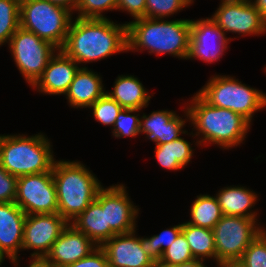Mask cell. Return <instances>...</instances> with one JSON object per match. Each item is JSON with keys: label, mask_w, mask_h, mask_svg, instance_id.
<instances>
[{"label": "cell", "mask_w": 266, "mask_h": 267, "mask_svg": "<svg viewBox=\"0 0 266 267\" xmlns=\"http://www.w3.org/2000/svg\"><path fill=\"white\" fill-rule=\"evenodd\" d=\"M88 109L96 122L109 126L111 129L122 107L107 93L97 99Z\"/></svg>", "instance_id": "obj_31"}, {"label": "cell", "mask_w": 266, "mask_h": 267, "mask_svg": "<svg viewBox=\"0 0 266 267\" xmlns=\"http://www.w3.org/2000/svg\"><path fill=\"white\" fill-rule=\"evenodd\" d=\"M189 99L183 104L200 148L214 145L229 150L245 143L252 126L245 118L229 109L211 106L197 92Z\"/></svg>", "instance_id": "obj_2"}, {"label": "cell", "mask_w": 266, "mask_h": 267, "mask_svg": "<svg viewBox=\"0 0 266 267\" xmlns=\"http://www.w3.org/2000/svg\"><path fill=\"white\" fill-rule=\"evenodd\" d=\"M251 2L266 20V0H251Z\"/></svg>", "instance_id": "obj_41"}, {"label": "cell", "mask_w": 266, "mask_h": 267, "mask_svg": "<svg viewBox=\"0 0 266 267\" xmlns=\"http://www.w3.org/2000/svg\"><path fill=\"white\" fill-rule=\"evenodd\" d=\"M233 38L226 36L211 17L191 19V33L187 60H201L213 64L220 61Z\"/></svg>", "instance_id": "obj_13"}, {"label": "cell", "mask_w": 266, "mask_h": 267, "mask_svg": "<svg viewBox=\"0 0 266 267\" xmlns=\"http://www.w3.org/2000/svg\"><path fill=\"white\" fill-rule=\"evenodd\" d=\"M236 263L241 267H266V228L252 241Z\"/></svg>", "instance_id": "obj_33"}, {"label": "cell", "mask_w": 266, "mask_h": 267, "mask_svg": "<svg viewBox=\"0 0 266 267\" xmlns=\"http://www.w3.org/2000/svg\"><path fill=\"white\" fill-rule=\"evenodd\" d=\"M210 17L226 36L229 33L240 37L266 34V20L251 0H220Z\"/></svg>", "instance_id": "obj_11"}, {"label": "cell", "mask_w": 266, "mask_h": 267, "mask_svg": "<svg viewBox=\"0 0 266 267\" xmlns=\"http://www.w3.org/2000/svg\"><path fill=\"white\" fill-rule=\"evenodd\" d=\"M70 224L97 246L106 241V209L96 199Z\"/></svg>", "instance_id": "obj_24"}, {"label": "cell", "mask_w": 266, "mask_h": 267, "mask_svg": "<svg viewBox=\"0 0 266 267\" xmlns=\"http://www.w3.org/2000/svg\"><path fill=\"white\" fill-rule=\"evenodd\" d=\"M214 195L218 199L223 215L260 219L258 208L256 210L254 208L260 198L254 190L241 185H227Z\"/></svg>", "instance_id": "obj_21"}, {"label": "cell", "mask_w": 266, "mask_h": 267, "mask_svg": "<svg viewBox=\"0 0 266 267\" xmlns=\"http://www.w3.org/2000/svg\"><path fill=\"white\" fill-rule=\"evenodd\" d=\"M197 93L211 106L234 111L253 125V117L266 109V93L235 76L214 74Z\"/></svg>", "instance_id": "obj_6"}, {"label": "cell", "mask_w": 266, "mask_h": 267, "mask_svg": "<svg viewBox=\"0 0 266 267\" xmlns=\"http://www.w3.org/2000/svg\"><path fill=\"white\" fill-rule=\"evenodd\" d=\"M67 267H111L104 250L98 246L88 256L74 262Z\"/></svg>", "instance_id": "obj_36"}, {"label": "cell", "mask_w": 266, "mask_h": 267, "mask_svg": "<svg viewBox=\"0 0 266 267\" xmlns=\"http://www.w3.org/2000/svg\"><path fill=\"white\" fill-rule=\"evenodd\" d=\"M190 205V219L186 222L212 230L223 217L217 197L210 194H199Z\"/></svg>", "instance_id": "obj_25"}, {"label": "cell", "mask_w": 266, "mask_h": 267, "mask_svg": "<svg viewBox=\"0 0 266 267\" xmlns=\"http://www.w3.org/2000/svg\"><path fill=\"white\" fill-rule=\"evenodd\" d=\"M5 258L10 261V259L2 251H0V267H2V264L5 262Z\"/></svg>", "instance_id": "obj_43"}, {"label": "cell", "mask_w": 266, "mask_h": 267, "mask_svg": "<svg viewBox=\"0 0 266 267\" xmlns=\"http://www.w3.org/2000/svg\"><path fill=\"white\" fill-rule=\"evenodd\" d=\"M74 15L47 0H20V27L61 49Z\"/></svg>", "instance_id": "obj_7"}, {"label": "cell", "mask_w": 266, "mask_h": 267, "mask_svg": "<svg viewBox=\"0 0 266 267\" xmlns=\"http://www.w3.org/2000/svg\"><path fill=\"white\" fill-rule=\"evenodd\" d=\"M117 11V0H79L75 9L76 17L105 19L107 11Z\"/></svg>", "instance_id": "obj_34"}, {"label": "cell", "mask_w": 266, "mask_h": 267, "mask_svg": "<svg viewBox=\"0 0 266 267\" xmlns=\"http://www.w3.org/2000/svg\"><path fill=\"white\" fill-rule=\"evenodd\" d=\"M198 259H194L190 262L177 264V265H171V266H161V267H208L206 266V262Z\"/></svg>", "instance_id": "obj_40"}, {"label": "cell", "mask_w": 266, "mask_h": 267, "mask_svg": "<svg viewBox=\"0 0 266 267\" xmlns=\"http://www.w3.org/2000/svg\"><path fill=\"white\" fill-rule=\"evenodd\" d=\"M17 179L0 165V203L15 202Z\"/></svg>", "instance_id": "obj_35"}, {"label": "cell", "mask_w": 266, "mask_h": 267, "mask_svg": "<svg viewBox=\"0 0 266 267\" xmlns=\"http://www.w3.org/2000/svg\"><path fill=\"white\" fill-rule=\"evenodd\" d=\"M260 219L223 215L214 226L216 266L236 263L252 241L265 229Z\"/></svg>", "instance_id": "obj_8"}, {"label": "cell", "mask_w": 266, "mask_h": 267, "mask_svg": "<svg viewBox=\"0 0 266 267\" xmlns=\"http://www.w3.org/2000/svg\"><path fill=\"white\" fill-rule=\"evenodd\" d=\"M137 230L116 234L100 246L111 267H154L156 265L143 251Z\"/></svg>", "instance_id": "obj_16"}, {"label": "cell", "mask_w": 266, "mask_h": 267, "mask_svg": "<svg viewBox=\"0 0 266 267\" xmlns=\"http://www.w3.org/2000/svg\"><path fill=\"white\" fill-rule=\"evenodd\" d=\"M217 267H241V266L237 263H221Z\"/></svg>", "instance_id": "obj_42"}, {"label": "cell", "mask_w": 266, "mask_h": 267, "mask_svg": "<svg viewBox=\"0 0 266 267\" xmlns=\"http://www.w3.org/2000/svg\"><path fill=\"white\" fill-rule=\"evenodd\" d=\"M68 224L59 213L27 215L23 228L22 251L33 250L30 256H46Z\"/></svg>", "instance_id": "obj_14"}, {"label": "cell", "mask_w": 266, "mask_h": 267, "mask_svg": "<svg viewBox=\"0 0 266 267\" xmlns=\"http://www.w3.org/2000/svg\"><path fill=\"white\" fill-rule=\"evenodd\" d=\"M57 6L69 10L75 16V9L79 0H47Z\"/></svg>", "instance_id": "obj_39"}, {"label": "cell", "mask_w": 266, "mask_h": 267, "mask_svg": "<svg viewBox=\"0 0 266 267\" xmlns=\"http://www.w3.org/2000/svg\"><path fill=\"white\" fill-rule=\"evenodd\" d=\"M55 153L48 136L37 134H0V165L16 177L48 172Z\"/></svg>", "instance_id": "obj_5"}, {"label": "cell", "mask_w": 266, "mask_h": 267, "mask_svg": "<svg viewBox=\"0 0 266 267\" xmlns=\"http://www.w3.org/2000/svg\"><path fill=\"white\" fill-rule=\"evenodd\" d=\"M97 247L83 232L69 223L46 257L55 267H67L88 256Z\"/></svg>", "instance_id": "obj_18"}, {"label": "cell", "mask_w": 266, "mask_h": 267, "mask_svg": "<svg viewBox=\"0 0 266 267\" xmlns=\"http://www.w3.org/2000/svg\"><path fill=\"white\" fill-rule=\"evenodd\" d=\"M194 260L189 244L181 232L173 244L167 248L158 262L159 266H171Z\"/></svg>", "instance_id": "obj_32"}, {"label": "cell", "mask_w": 266, "mask_h": 267, "mask_svg": "<svg viewBox=\"0 0 266 267\" xmlns=\"http://www.w3.org/2000/svg\"><path fill=\"white\" fill-rule=\"evenodd\" d=\"M144 110L122 108L111 129L115 138H136L140 134V117Z\"/></svg>", "instance_id": "obj_29"}, {"label": "cell", "mask_w": 266, "mask_h": 267, "mask_svg": "<svg viewBox=\"0 0 266 267\" xmlns=\"http://www.w3.org/2000/svg\"><path fill=\"white\" fill-rule=\"evenodd\" d=\"M184 234L194 259L206 261L213 260L216 263V249L213 230L197 227L182 222Z\"/></svg>", "instance_id": "obj_26"}, {"label": "cell", "mask_w": 266, "mask_h": 267, "mask_svg": "<svg viewBox=\"0 0 266 267\" xmlns=\"http://www.w3.org/2000/svg\"><path fill=\"white\" fill-rule=\"evenodd\" d=\"M144 87L142 81L135 75H118L112 86V90L106 93L122 108L140 109L147 108L152 95Z\"/></svg>", "instance_id": "obj_22"}, {"label": "cell", "mask_w": 266, "mask_h": 267, "mask_svg": "<svg viewBox=\"0 0 266 267\" xmlns=\"http://www.w3.org/2000/svg\"><path fill=\"white\" fill-rule=\"evenodd\" d=\"M196 141V142H195ZM194 143V144H193ZM192 145L200 147L198 140L188 142L184 137H179L171 142L155 145L154 155L158 165L168 171H179L192 162L195 149Z\"/></svg>", "instance_id": "obj_23"}, {"label": "cell", "mask_w": 266, "mask_h": 267, "mask_svg": "<svg viewBox=\"0 0 266 267\" xmlns=\"http://www.w3.org/2000/svg\"><path fill=\"white\" fill-rule=\"evenodd\" d=\"M79 160H55L52 167L58 213L73 222L103 187L97 175Z\"/></svg>", "instance_id": "obj_4"}, {"label": "cell", "mask_w": 266, "mask_h": 267, "mask_svg": "<svg viewBox=\"0 0 266 267\" xmlns=\"http://www.w3.org/2000/svg\"><path fill=\"white\" fill-rule=\"evenodd\" d=\"M26 216L15 202L0 203V251L10 260L21 257Z\"/></svg>", "instance_id": "obj_19"}, {"label": "cell", "mask_w": 266, "mask_h": 267, "mask_svg": "<svg viewBox=\"0 0 266 267\" xmlns=\"http://www.w3.org/2000/svg\"><path fill=\"white\" fill-rule=\"evenodd\" d=\"M61 50L80 67H86V63L98 62L114 54L126 53L127 24L114 22L109 18L74 16Z\"/></svg>", "instance_id": "obj_1"}, {"label": "cell", "mask_w": 266, "mask_h": 267, "mask_svg": "<svg viewBox=\"0 0 266 267\" xmlns=\"http://www.w3.org/2000/svg\"><path fill=\"white\" fill-rule=\"evenodd\" d=\"M127 24V52L148 55L164 54L187 60L190 44L191 19L141 18Z\"/></svg>", "instance_id": "obj_3"}, {"label": "cell", "mask_w": 266, "mask_h": 267, "mask_svg": "<svg viewBox=\"0 0 266 267\" xmlns=\"http://www.w3.org/2000/svg\"><path fill=\"white\" fill-rule=\"evenodd\" d=\"M15 204L26 215L58 213L52 169L39 174L19 176Z\"/></svg>", "instance_id": "obj_12"}, {"label": "cell", "mask_w": 266, "mask_h": 267, "mask_svg": "<svg viewBox=\"0 0 266 267\" xmlns=\"http://www.w3.org/2000/svg\"><path fill=\"white\" fill-rule=\"evenodd\" d=\"M125 184L102 187L96 196L102 209H106V241L116 234H126L137 229L140 209L134 205Z\"/></svg>", "instance_id": "obj_10"}, {"label": "cell", "mask_w": 266, "mask_h": 267, "mask_svg": "<svg viewBox=\"0 0 266 267\" xmlns=\"http://www.w3.org/2000/svg\"><path fill=\"white\" fill-rule=\"evenodd\" d=\"M117 11L125 12L133 20L146 17V0H117Z\"/></svg>", "instance_id": "obj_37"}, {"label": "cell", "mask_w": 266, "mask_h": 267, "mask_svg": "<svg viewBox=\"0 0 266 267\" xmlns=\"http://www.w3.org/2000/svg\"><path fill=\"white\" fill-rule=\"evenodd\" d=\"M195 0H146V18L168 19L194 4Z\"/></svg>", "instance_id": "obj_30"}, {"label": "cell", "mask_w": 266, "mask_h": 267, "mask_svg": "<svg viewBox=\"0 0 266 267\" xmlns=\"http://www.w3.org/2000/svg\"><path fill=\"white\" fill-rule=\"evenodd\" d=\"M79 68L73 59L58 49L31 89L43 95H65Z\"/></svg>", "instance_id": "obj_17"}, {"label": "cell", "mask_w": 266, "mask_h": 267, "mask_svg": "<svg viewBox=\"0 0 266 267\" xmlns=\"http://www.w3.org/2000/svg\"><path fill=\"white\" fill-rule=\"evenodd\" d=\"M94 70L80 67L76 72L64 97L68 107L75 109L89 108L97 99L106 93L103 77Z\"/></svg>", "instance_id": "obj_20"}, {"label": "cell", "mask_w": 266, "mask_h": 267, "mask_svg": "<svg viewBox=\"0 0 266 267\" xmlns=\"http://www.w3.org/2000/svg\"><path fill=\"white\" fill-rule=\"evenodd\" d=\"M182 107L184 108L182 110L184 111L183 116H179L177 111L169 109L154 110L149 114L143 113L140 117L141 136L145 134V139L150 140L155 145L171 142L182 135L196 138L192 131L188 132L184 129L189 122V115L185 105Z\"/></svg>", "instance_id": "obj_15"}, {"label": "cell", "mask_w": 266, "mask_h": 267, "mask_svg": "<svg viewBox=\"0 0 266 267\" xmlns=\"http://www.w3.org/2000/svg\"><path fill=\"white\" fill-rule=\"evenodd\" d=\"M7 47L22 78L30 87L42 76L49 60L58 50L50 42L21 27L12 35Z\"/></svg>", "instance_id": "obj_9"}, {"label": "cell", "mask_w": 266, "mask_h": 267, "mask_svg": "<svg viewBox=\"0 0 266 267\" xmlns=\"http://www.w3.org/2000/svg\"><path fill=\"white\" fill-rule=\"evenodd\" d=\"M182 232V223L172 225L164 229L157 235L138 236L141 247L145 254L149 256L156 264L160 261L163 252L169 248Z\"/></svg>", "instance_id": "obj_27"}, {"label": "cell", "mask_w": 266, "mask_h": 267, "mask_svg": "<svg viewBox=\"0 0 266 267\" xmlns=\"http://www.w3.org/2000/svg\"><path fill=\"white\" fill-rule=\"evenodd\" d=\"M30 261L27 267H55L46 256H28ZM14 267H20V257H16L10 260Z\"/></svg>", "instance_id": "obj_38"}, {"label": "cell", "mask_w": 266, "mask_h": 267, "mask_svg": "<svg viewBox=\"0 0 266 267\" xmlns=\"http://www.w3.org/2000/svg\"><path fill=\"white\" fill-rule=\"evenodd\" d=\"M20 27V0H0V48Z\"/></svg>", "instance_id": "obj_28"}]
</instances>
